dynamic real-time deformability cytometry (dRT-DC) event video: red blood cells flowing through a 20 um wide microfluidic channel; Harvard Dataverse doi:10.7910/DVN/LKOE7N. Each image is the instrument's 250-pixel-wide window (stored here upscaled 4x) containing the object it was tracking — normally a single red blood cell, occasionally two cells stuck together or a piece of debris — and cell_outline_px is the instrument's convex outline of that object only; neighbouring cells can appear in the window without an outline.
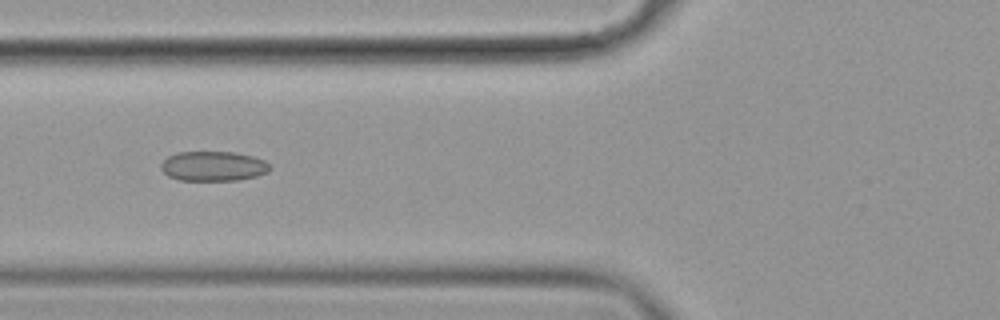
{"species": "common noctule bat (a hibernating species)", "species_latin": "Nyctalus noctula", "temperature_condition": "cold", "stored_images_in_passage": 9, "camera_frame_rate_fps": 3000, "um_per_image_px": 0.085, "animal": {"sex": "female", "body_mass_g": 19.9}, "frame": {"image": 1, "passage_image": 6, "time_ms": 1.667, "image_size_px": [1000, 320], "cell_outline_px": [[272, 168], [268, 172], [256, 176], [236, 180], [180, 180], [168, 176], [160, 168], [160, 164], [168, 156], [176, 152], [232, 152], [252, 156], [264, 160], [272, 164]], "centroid_in_image_um": [18.14, 14.12], "position_along_channel_um": 107.7, "area_um2": 18.96}}
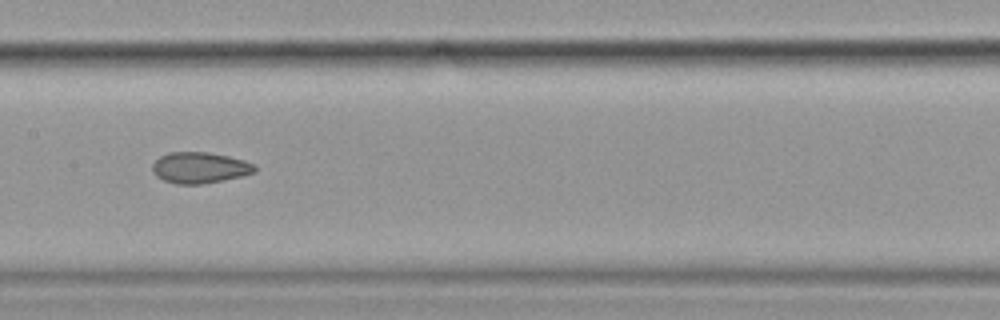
{"frame": {"image": 2, "passage_image": 8, "time_ms": 2.333, "image_size_px": [1000, 320], "cell_outline_px": [[256, 172], [244, 176], [224, 180], [200, 184], [176, 184], [164, 180], [156, 176], [152, 172], [152, 164], [160, 156], [168, 152], [208, 152], [228, 156], [244, 160], [256, 164]], "centroid_in_image_um": [17.0, 14.25], "position_along_channel_um": 190.4, "area_um2": 18.73}}
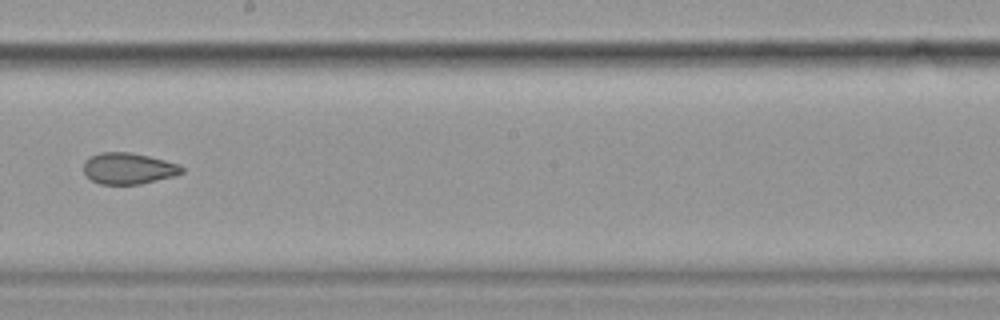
{"frame": {"image": 3, "passage_image": 9, "time_ms": 2.667, "image_size_px": [1000, 320], "cell_outline_px": [[184, 172], [172, 176], [140, 184], [100, 184], [84, 176], [84, 160], [100, 152], [128, 152], [148, 156], [180, 164], [184, 168]], "centroid_in_image_um": [10.89, 14.32], "position_along_channel_um": 237.3, "area_um2": 17.86}}